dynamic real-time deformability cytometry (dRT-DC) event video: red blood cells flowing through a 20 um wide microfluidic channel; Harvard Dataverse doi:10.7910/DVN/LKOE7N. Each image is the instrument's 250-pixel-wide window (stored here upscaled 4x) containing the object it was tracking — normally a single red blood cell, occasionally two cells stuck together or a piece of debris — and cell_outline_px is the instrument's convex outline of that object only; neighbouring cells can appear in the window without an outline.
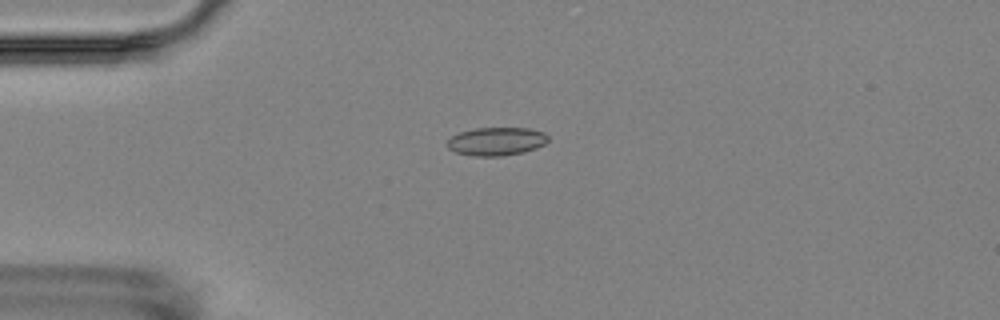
{"species": "Egyptian fruit bat (a non-hibernating species)", "species_latin": "Rousettus aegyptiacus", "temperature_condition": "room temperature", "stored_images_in_passage": 1, "camera_frame_rate_fps": 3000, "um_per_image_px": 0.085, "animal": {"sex": "female"}, "frame": {"image": 1, "passage_image": 1, "time_ms": 0.0, "image_size_px": [1000, 320], "cell_outline_px": [[548, 140], [544, 144], [536, 148], [524, 152], [504, 156], [476, 156], [456, 152], [448, 148], [444, 144], [452, 136], [460, 132], [476, 128], [528, 128], [544, 132], [548, 136]], "centroid_in_image_um": [42.19, 12.02], "position_along_channel_um": 42.8, "area_um2": 16.65}}